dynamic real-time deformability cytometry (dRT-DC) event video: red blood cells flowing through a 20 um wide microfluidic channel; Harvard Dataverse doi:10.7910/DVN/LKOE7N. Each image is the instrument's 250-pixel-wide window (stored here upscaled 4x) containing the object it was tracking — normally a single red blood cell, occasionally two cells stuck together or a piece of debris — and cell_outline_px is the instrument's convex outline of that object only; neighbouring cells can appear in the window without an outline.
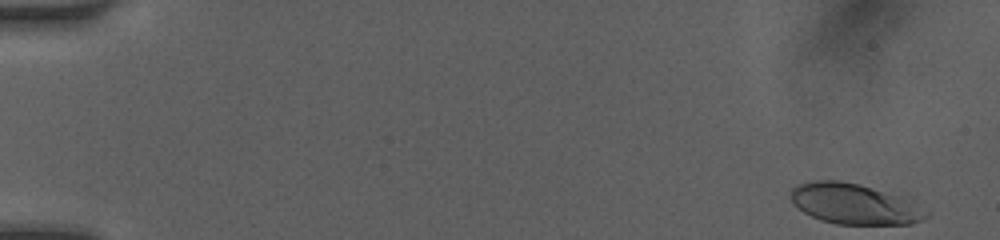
{"species": "human", "species_latin": "Homo sapiens", "temperature_condition": "room temperature", "stored_images_in_passage": 49, "camera_frame_rate_fps": 3000, "um_per_image_px": 0.085, "donor": {"sex": "female"}, "frame": {"image": 1, "passage_image": 1, "time_ms": 0.0, "image_size_px": [1000, 240], "cell_outline_px": [[928, 216], [912, 224], [836, 224], [820, 220], [804, 212], [792, 204], [792, 188], [796, 184], [812, 180], [840, 180], [860, 184], [900, 196], [912, 200], [928, 212]], "centroid_in_image_um": [72.61, 17.33], "position_along_channel_um": 12.4, "area_um2": 32.08}}
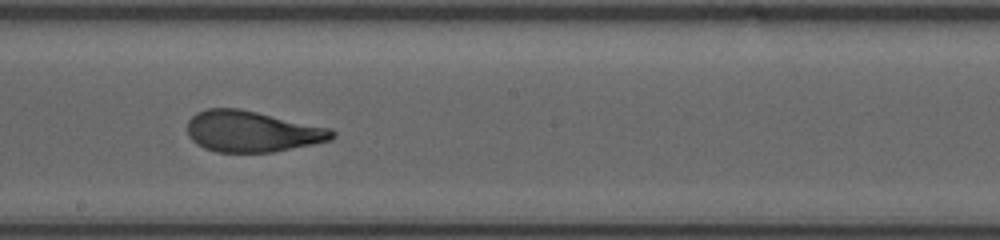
{"frame": {"image": 2, "passage_image": 28, "time_ms": 9.0, "image_size_px": [1000, 240], "cell_outline_px": [[336, 136], [332, 140], [272, 152], [216, 152], [204, 148], [196, 144], [188, 136], [188, 120], [196, 112], [208, 108], [240, 108], [332, 128], [336, 132]], "centroid_in_image_um": [21.43, 11.16], "position_along_channel_um": 226.8, "area_um2": 34.91}}
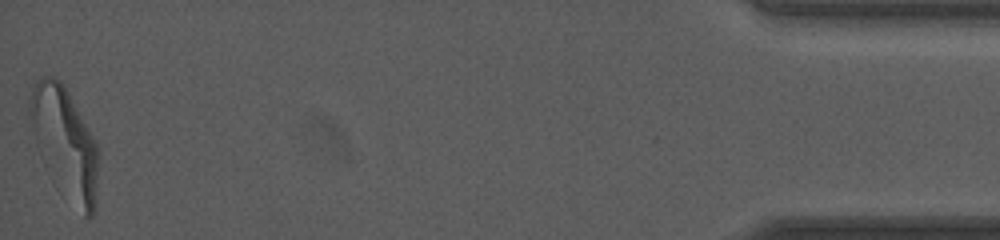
{"frame": {"image": 3, "passage_image": 49, "time_ms": 16.0, "image_size_px": [1000, 240], "cell_outline_px": [[100, 152], [92, 216], [84, 216], [36, 144], [28, 112], [28, 100], [32, 88], [36, 80], [40, 76], [52, 76], [60, 80], [64, 84], [100, 148]], "centroid_in_image_um": [5.53, 11.91], "position_along_channel_um": 429.7, "area_um2": 41.91}, "authors_computed_cell_mechanics": {"area_um2": 34.7378, "velocity_mm_per_s": 4.1212, "shape_relaxation_time_tau1_ms": 4.1618, "shape_relaxation_time_tau2_ms": 0.8513, "deformation_change_tau1": 0.1803, "deformation_change_tau2": 0.081}}